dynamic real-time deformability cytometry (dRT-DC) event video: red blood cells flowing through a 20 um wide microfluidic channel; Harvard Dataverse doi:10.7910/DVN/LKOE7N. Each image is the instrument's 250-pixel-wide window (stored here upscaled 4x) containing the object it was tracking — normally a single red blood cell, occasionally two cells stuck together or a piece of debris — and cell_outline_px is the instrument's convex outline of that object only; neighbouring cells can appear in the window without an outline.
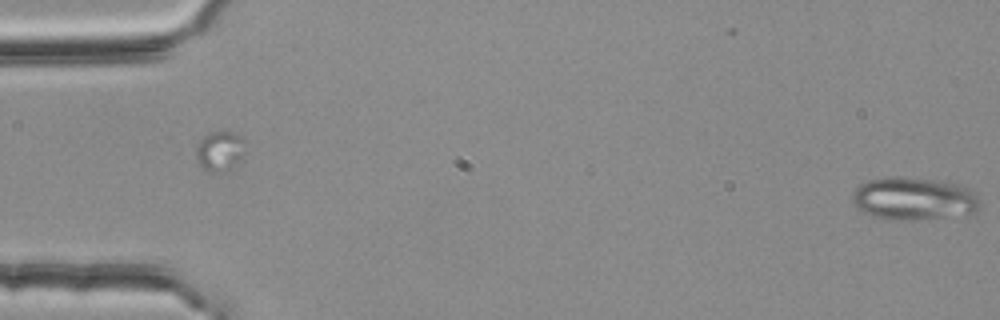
{"species": "common noctule bat (a hibernating species)", "species_latin": "Nyctalus noctula", "temperature_condition": "room temperature", "stored_images_in_passage": 14, "segment_of_instrument_passage": [2, 2], "camera_frame_rate_fps": 3000, "um_per_image_px": 0.085, "animal": {"sex": "female", "body_mass_g": 25.1}, "frame": {"image": 1, "passage_image": 14, "time_ms": 4.333, "image_size_px": [1000, 320], "cell_outline_px": [[980, 208], [976, 212], [908, 220], [888, 220], [872, 216], [864, 212], [852, 200], [852, 192], [860, 184], [868, 180], [892, 176], [936, 180], [960, 184], [976, 192], [980, 200]], "centroid_in_image_um": [77.68, 16.87], "position_along_channel_um": 7.3, "area_um2": 31.62}}